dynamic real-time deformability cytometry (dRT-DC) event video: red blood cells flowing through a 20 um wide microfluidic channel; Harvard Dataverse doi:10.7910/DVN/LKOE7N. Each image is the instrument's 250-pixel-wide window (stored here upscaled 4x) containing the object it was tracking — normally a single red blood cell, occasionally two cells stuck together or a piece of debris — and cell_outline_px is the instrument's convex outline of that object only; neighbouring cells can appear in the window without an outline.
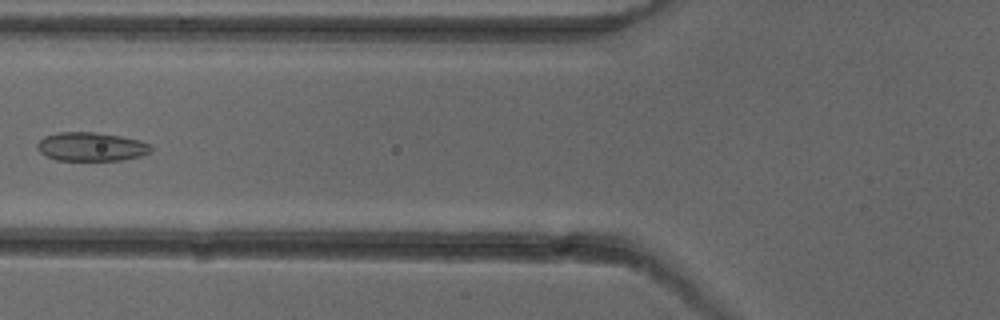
{"species": "common noctule bat (a hibernating species)", "species_latin": "Nyctalus noctula", "temperature_condition": "cold", "stored_images_in_passage": 6, "camera_frame_rate_fps": 3000, "um_per_image_px": 0.085, "animal": {"sex": "female"}, "frame": {"image": 1, "passage_image": 6, "time_ms": 5.667, "image_size_px": [1000, 320], "cell_outline_px": [[152, 152], [140, 156], [120, 160], [56, 160], [44, 156], [36, 148], [36, 144], [44, 136], [60, 132], [96, 132], [120, 136], [140, 140], [152, 144]], "centroid_in_image_um": [7.75, 12.47], "position_along_channel_um": 118.0, "area_um2": 19.25}}